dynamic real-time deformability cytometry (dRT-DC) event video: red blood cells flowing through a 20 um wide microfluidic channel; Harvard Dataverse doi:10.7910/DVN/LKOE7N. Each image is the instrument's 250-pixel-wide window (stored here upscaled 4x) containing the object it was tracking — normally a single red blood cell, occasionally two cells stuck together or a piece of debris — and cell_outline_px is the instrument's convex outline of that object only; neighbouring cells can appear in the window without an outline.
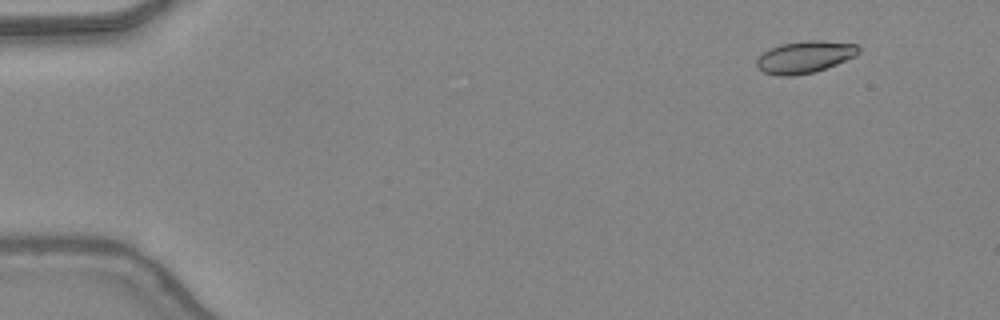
{"species": "common noctule bat (a hibernating species)", "species_latin": "Nyctalus noctula", "temperature_condition": "warm", "stored_images_in_passage": 48, "camera_frame_rate_fps": 3000, "um_per_image_px": 0.085, "animal": {"sex": "female", "body_mass_g": 24.6, "forearm_length_mm": 56.2}, "frame": {"image": 1, "passage_image": 5, "time_ms": 1.333, "image_size_px": [1000, 320], "cell_outline_px": [[860, 52], [856, 56], [816, 72], [792, 76], [780, 76], [764, 72], [756, 68], [756, 60], [764, 52], [780, 44], [804, 40], [820, 40], [856, 44], [860, 48]], "centroid_in_image_um": [68.41, 4.85], "position_along_channel_um": 16.6, "area_um2": 19.13}}
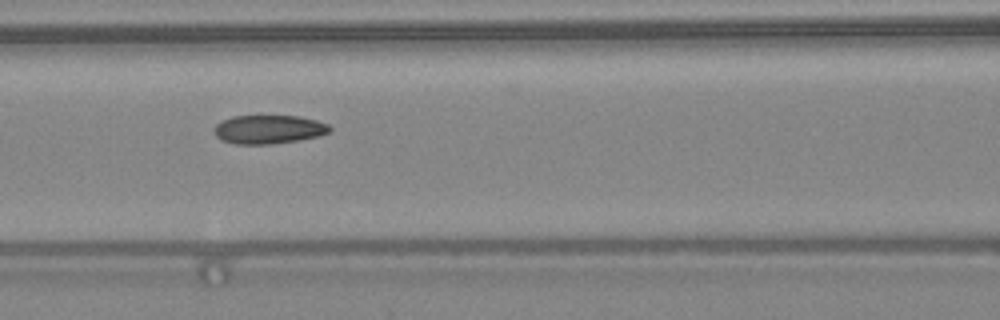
{"frame": {"image": 2, "passage_image": 22, "time_ms": 7.0, "image_size_px": [1000, 320], "cell_outline_px": [[332, 128], [328, 132], [320, 136], [300, 140], [272, 144], [236, 144], [220, 140], [216, 136], [216, 124], [232, 116], [300, 116], [316, 120], [328, 124]], "centroid_in_image_um": [22.87, 11.0], "position_along_channel_um": 143.7, "area_um2": 19.31}}
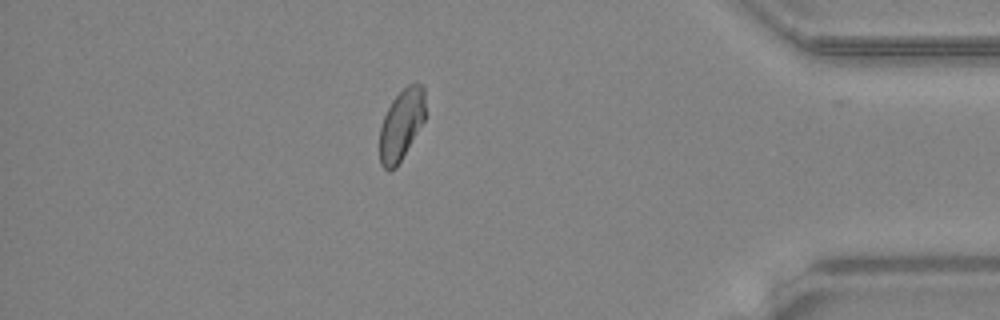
{"frame": {"image": 3, "passage_image": 42, "time_ms": 13.667, "image_size_px": [1000, 320], "cell_outline_px": [[424, 120], [396, 168], [388, 172], [380, 164], [380, 128], [384, 116], [392, 100], [408, 84], [420, 84], [424, 88]], "centroid_in_image_um": [34.09, 10.62], "position_along_channel_um": 401.1, "area_um2": 18.5}, "authors_computed_cell_mechanics": {"area_um2": 19.4786, "velocity_mm_per_s": 4.4109, "shape_relaxation_time_tau1_ms": 5.7323, "shape_relaxation_time_tau2_ms": 3.2074, "deformation_change_tau1": 0.1363, "deformation_change_tau2": 0.0689}}